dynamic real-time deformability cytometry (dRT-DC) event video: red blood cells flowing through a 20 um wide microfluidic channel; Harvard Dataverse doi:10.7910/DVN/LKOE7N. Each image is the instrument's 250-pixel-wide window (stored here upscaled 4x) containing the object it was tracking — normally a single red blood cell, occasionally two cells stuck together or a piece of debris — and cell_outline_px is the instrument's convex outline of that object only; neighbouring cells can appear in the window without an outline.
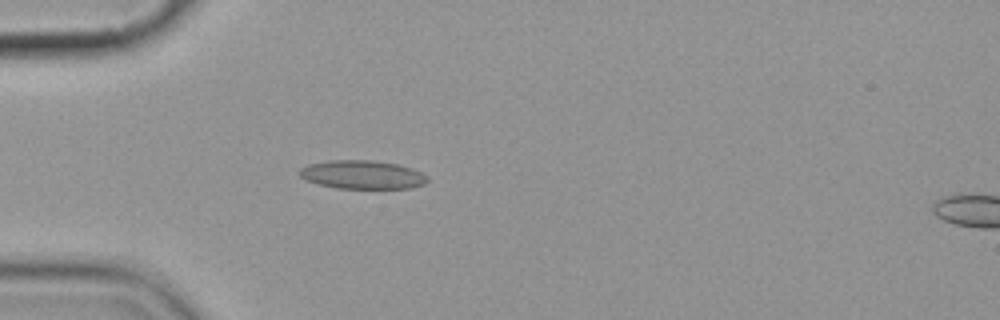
{"species": "common noctule bat (a hibernating species)", "species_latin": "Nyctalus noctula", "temperature_condition": "cold", "stored_images_in_passage": 6, "camera_frame_rate_fps": 3000, "um_per_image_px": 0.085, "animal": {"sex": "female", "body_mass_g": 19.9}, "frame": {"image": 1, "passage_image": 5, "time_ms": 5.333, "image_size_px": [1000, 320], "cell_outline_px": [[428, 180], [424, 184], [412, 188], [336, 188], [320, 184], [308, 180], [300, 176], [296, 172], [300, 168], [308, 164], [328, 160], [372, 160], [396, 164], [412, 168], [428, 176]], "centroid_in_image_um": [30.79, 14.84], "position_along_channel_um": 54.2, "area_um2": 21.27}}